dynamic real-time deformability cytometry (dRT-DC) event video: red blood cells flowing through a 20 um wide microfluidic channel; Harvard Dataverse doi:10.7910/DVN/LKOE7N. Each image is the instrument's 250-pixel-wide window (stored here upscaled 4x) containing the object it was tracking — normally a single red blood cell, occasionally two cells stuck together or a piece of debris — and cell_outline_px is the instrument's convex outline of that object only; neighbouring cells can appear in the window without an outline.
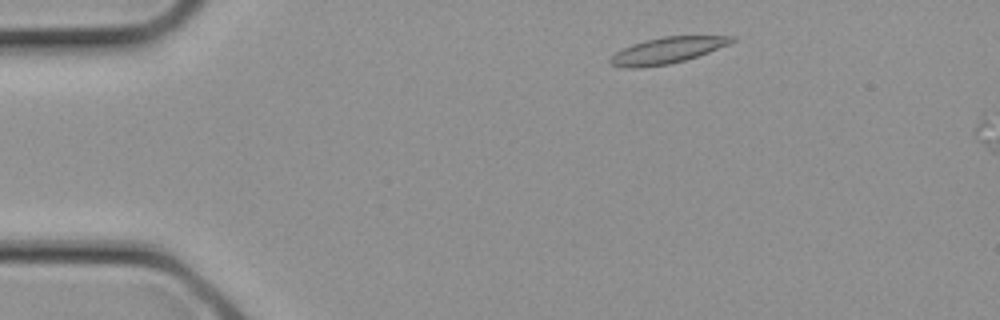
{"species": "common noctule bat (a hibernating species)", "species_latin": "Nyctalus noctula", "temperature_condition": "cold", "stored_images_in_passage": 3, "camera_frame_rate_fps": 3000, "um_per_image_px": 0.085, "animal": {"sex": "female", "body_mass_g": 21.9}, "frame": {"image": 1, "passage_image": 2, "time_ms": 0.333, "image_size_px": [1000, 320], "cell_outline_px": [[736, 40], [728, 44], [708, 52], [684, 60], [668, 64], [640, 68], [624, 68], [612, 64], [608, 60], [616, 52], [632, 44], [644, 40], [664, 36], [736, 36]], "centroid_in_image_um": [56.69, 4.28], "position_along_channel_um": 28.3, "area_um2": 18.32}}